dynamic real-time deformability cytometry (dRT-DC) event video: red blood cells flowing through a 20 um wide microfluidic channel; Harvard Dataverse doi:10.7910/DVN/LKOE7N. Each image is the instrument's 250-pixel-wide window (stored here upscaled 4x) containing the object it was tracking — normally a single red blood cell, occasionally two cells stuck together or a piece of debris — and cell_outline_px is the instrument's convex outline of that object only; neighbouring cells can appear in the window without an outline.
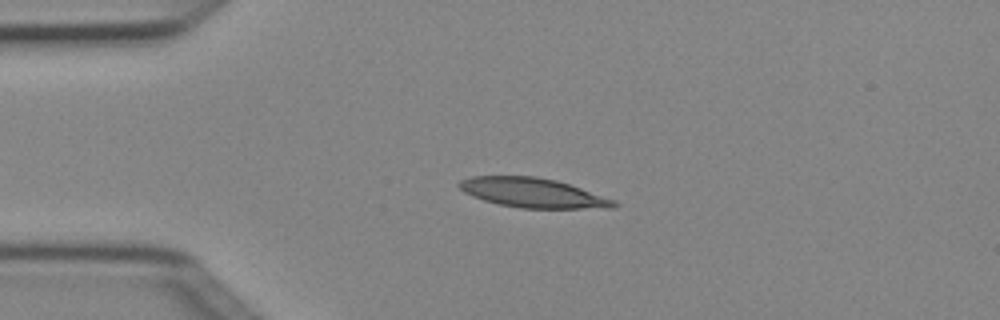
{"species": "Egyptian fruit bat (a non-hibernating species)", "species_latin": "Rousettus aegyptiacus", "temperature_condition": "cold", "stored_images_in_passage": 3, "camera_frame_rate_fps": 3000, "um_per_image_px": 0.085, "animal": {"sex": "female"}, "frame": {"image": 1, "passage_image": 2, "time_ms": 0.333, "image_size_px": [1000, 320], "cell_outline_px": [[620, 204], [616, 208], [520, 208], [500, 204], [484, 200], [472, 196], [464, 192], [456, 184], [460, 180], [472, 176], [536, 176], [556, 180], [616, 200]], "centroid_in_image_um": [45.3, 16.39], "position_along_channel_um": 39.7, "area_um2": 26.59}}